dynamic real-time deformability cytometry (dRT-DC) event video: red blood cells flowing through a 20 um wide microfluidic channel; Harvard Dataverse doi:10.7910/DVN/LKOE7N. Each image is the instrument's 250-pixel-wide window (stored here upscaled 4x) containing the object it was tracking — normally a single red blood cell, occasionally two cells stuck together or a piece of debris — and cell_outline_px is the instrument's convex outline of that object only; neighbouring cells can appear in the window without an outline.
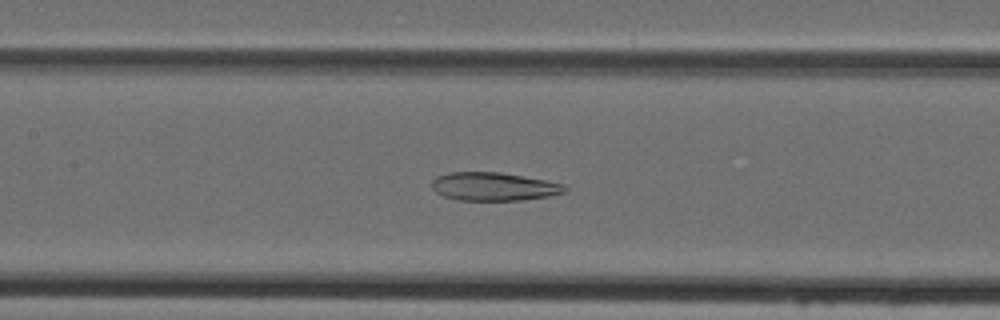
{"species": "Egyptian fruit bat (a non-hibernating species)", "species_latin": "Rousettus aegyptiacus", "temperature_condition": "cold", "stored_images_in_passage": 43, "camera_frame_rate_fps": 3000, "um_per_image_px": 0.085, "animal": {"sex": "female"}, "frame": {"image": 1, "passage_image": 22, "time_ms": 7.0, "image_size_px": [1000, 320], "cell_outline_px": [[568, 188], [564, 192], [548, 196], [524, 200], [456, 200], [444, 196], [436, 192], [432, 188], [432, 180], [436, 176], [448, 172], [500, 172], [544, 180], [564, 184]], "centroid_in_image_um": [41.94, 15.85], "position_along_channel_um": 165.5, "area_um2": 21.91}}
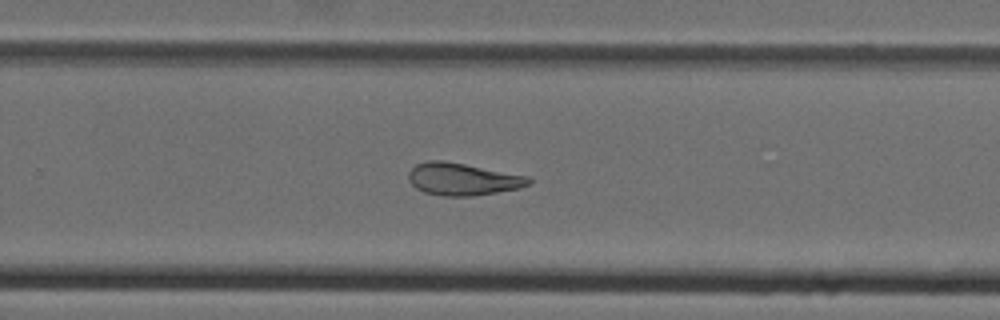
{"frame": {"image": 2, "passage_image": 31, "time_ms": 10.0, "image_size_px": [1000, 320], "cell_outline_px": [[532, 184], [520, 188], [472, 196], [444, 196], [424, 192], [416, 188], [408, 180], [408, 172], [416, 164], [428, 160], [444, 160], [528, 176], [532, 180]], "centroid_in_image_um": [39.32, 15.22], "position_along_channel_um": 290.5, "area_um2": 22.66}}
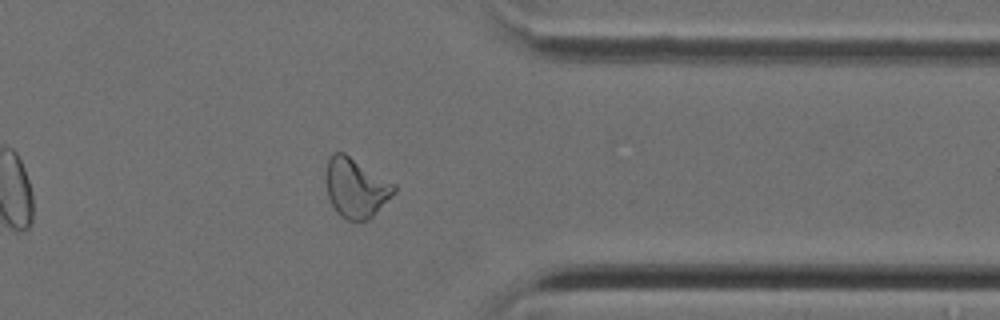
{"frame": {"image": 3, "passage_image": 38, "time_ms": 12.333, "image_size_px": [1000, 320], "cell_outline_px": [[396, 192], [368, 220], [348, 220], [340, 216], [336, 212], [328, 196], [324, 176], [328, 160], [332, 152], [344, 152], [396, 184]], "centroid_in_image_um": [30.23, 15.94], "position_along_channel_um": 381.2, "area_um2": 23.76}}